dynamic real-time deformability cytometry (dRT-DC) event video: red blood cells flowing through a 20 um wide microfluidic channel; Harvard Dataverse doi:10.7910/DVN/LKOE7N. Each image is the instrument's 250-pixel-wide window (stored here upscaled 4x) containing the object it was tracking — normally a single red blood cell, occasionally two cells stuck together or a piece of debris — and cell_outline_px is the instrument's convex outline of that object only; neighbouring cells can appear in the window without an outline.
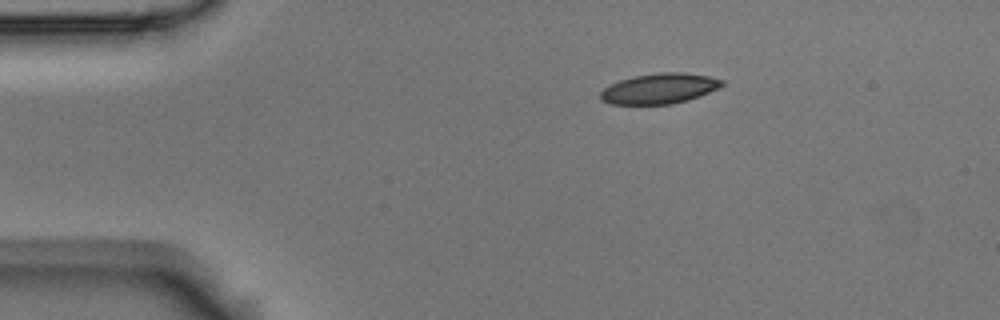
{"species": "Egyptian fruit bat (a non-hibernating species)", "species_latin": "Rousettus aegyptiacus", "temperature_condition": "room temperature", "stored_images_in_passage": 3, "camera_frame_rate_fps": 3000, "um_per_image_px": 0.085, "animal": {"sex": "male"}, "frame": {"image": 1, "passage_image": 3, "time_ms": 0.667, "image_size_px": [1000, 320], "cell_outline_px": [[724, 84], [700, 96], [688, 100], [672, 104], [612, 104], [604, 100], [600, 96], [600, 92], [604, 88], [620, 80], [632, 76], [660, 72], [684, 72], [708, 76], [724, 80]], "centroid_in_image_um": [56.06, 7.52], "position_along_channel_um": 28.9, "area_um2": 21.33}}